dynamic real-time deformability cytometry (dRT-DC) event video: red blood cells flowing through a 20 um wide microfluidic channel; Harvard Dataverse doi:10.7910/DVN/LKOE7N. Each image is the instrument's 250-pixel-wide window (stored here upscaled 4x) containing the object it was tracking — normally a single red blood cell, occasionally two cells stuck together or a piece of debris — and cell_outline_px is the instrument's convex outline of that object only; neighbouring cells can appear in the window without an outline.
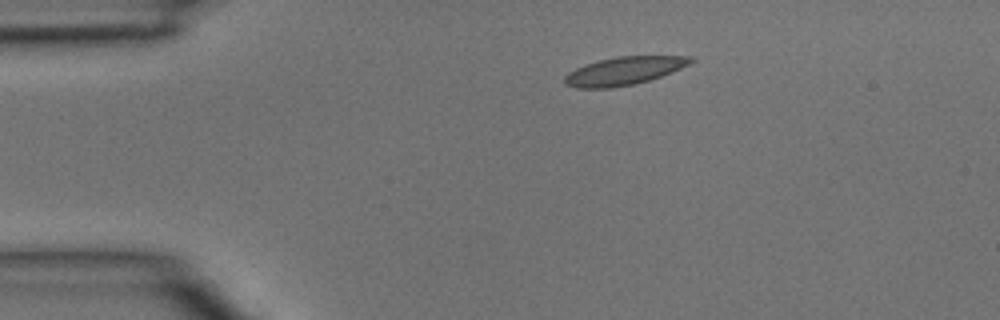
{"species": "common noctule bat (a hibernating species)", "species_latin": "Nyctalus noctula", "temperature_condition": "room temperature", "stored_images_in_passage": 2, "camera_frame_rate_fps": 3000, "um_per_image_px": 0.085, "animal": {"sex": "male", "body_mass_g": 15.6}, "frame": {"image": 1, "passage_image": 1, "time_ms": 0.0, "image_size_px": [1000, 320], "cell_outline_px": [[696, 60], [672, 72], [648, 80], [632, 84], [612, 88], [576, 88], [564, 84], [564, 76], [568, 72], [576, 68], [600, 60], [616, 56], [696, 56]], "centroid_in_image_um": [53.04, 6.02], "position_along_channel_um": 32.0, "area_um2": 20.52}}